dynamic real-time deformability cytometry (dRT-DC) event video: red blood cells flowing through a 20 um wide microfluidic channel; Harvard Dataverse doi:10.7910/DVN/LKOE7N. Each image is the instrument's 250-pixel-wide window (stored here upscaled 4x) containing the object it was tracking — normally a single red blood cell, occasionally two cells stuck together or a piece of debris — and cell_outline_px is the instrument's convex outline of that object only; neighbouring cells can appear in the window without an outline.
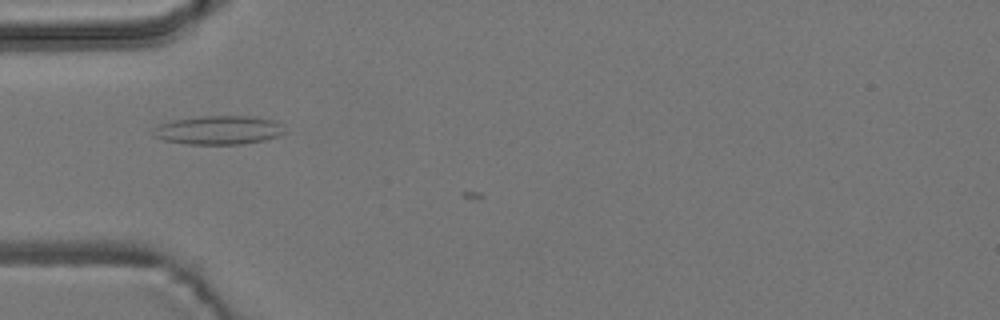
{"species": "common noctule bat (a hibernating species)", "species_latin": "Nyctalus noctula", "temperature_condition": "room temperature", "stored_images_in_passage": 6, "camera_frame_rate_fps": 3000, "um_per_image_px": 0.085, "animal": {"sex": "male", "body_mass_g": 19.2, "forearm_length_mm": 51.8}, "frame": {"image": 1, "passage_image": 5, "time_ms": 4.667, "image_size_px": [1000, 320], "cell_outline_px": [[288, 132], [264, 140], [240, 144], [188, 144], [164, 140], [152, 136], [152, 128], [160, 124], [172, 120], [204, 116], [252, 116], [276, 120], [284, 124]], "centroid_in_image_um": [18.62, 11.05], "position_along_channel_um": 66.4, "area_um2": 22.31}}